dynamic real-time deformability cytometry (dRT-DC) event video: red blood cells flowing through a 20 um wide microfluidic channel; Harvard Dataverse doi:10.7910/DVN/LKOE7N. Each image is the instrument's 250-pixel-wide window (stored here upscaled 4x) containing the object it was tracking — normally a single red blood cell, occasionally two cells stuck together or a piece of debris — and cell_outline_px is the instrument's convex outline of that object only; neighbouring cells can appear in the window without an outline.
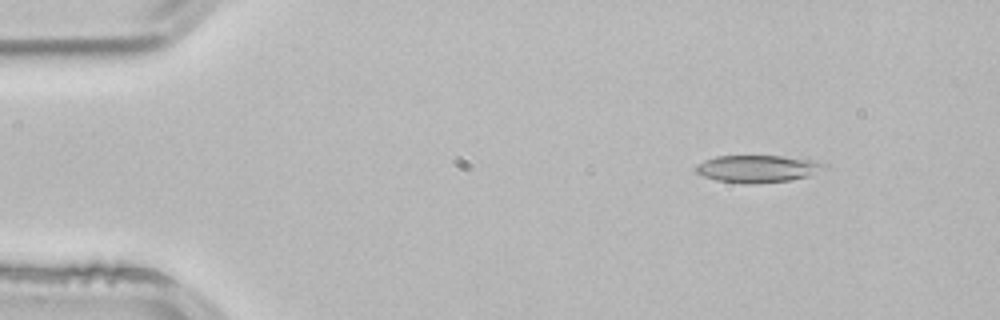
{"species": "common noctule bat (a hibernating species)", "species_latin": "Nyctalus noctula", "temperature_condition": "room temperature", "stored_images_in_passage": 4, "camera_frame_rate_fps": 3000, "um_per_image_px": 0.085, "animal": {"sex": "male", "body_mass_g": 21.5, "forearm_length_mm": 52.0}, "frame": {"image": 1, "passage_image": 2, "time_ms": 0.333, "image_size_px": [1000, 320], "cell_outline_px": [[828, 164], [808, 176], [788, 180], [756, 184], [748, 184], [716, 180], [704, 176], [696, 172], [696, 164], [704, 160], [716, 156], [784, 156], [816, 160]], "centroid_in_image_um": [64.37, 14.33], "position_along_channel_um": 20.6, "area_um2": 20.29}}
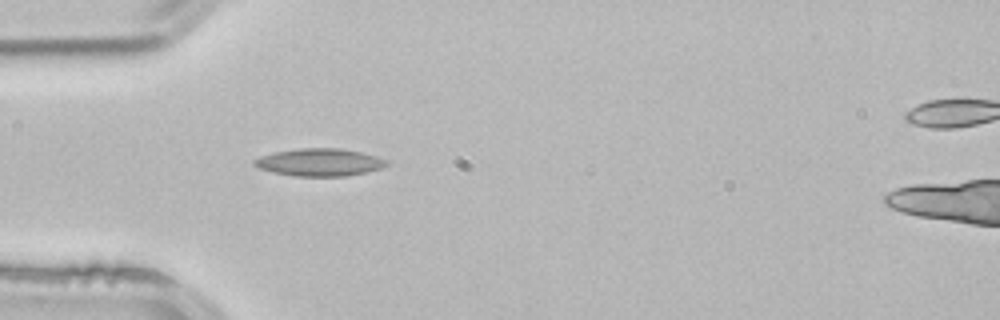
{"frame": {"image": 2, "passage_image": 3, "time_ms": 0.667, "image_size_px": [1000, 320], "cell_outline_px": [[388, 164], [380, 168], [348, 176], [296, 176], [272, 172], [260, 168], [252, 164], [252, 160], [260, 156], [276, 152], [296, 148], [340, 148], [360, 152], [376, 156], [388, 160]], "centroid_in_image_um": [27.13, 13.79], "position_along_channel_um": 57.9, "area_um2": 21.15}}